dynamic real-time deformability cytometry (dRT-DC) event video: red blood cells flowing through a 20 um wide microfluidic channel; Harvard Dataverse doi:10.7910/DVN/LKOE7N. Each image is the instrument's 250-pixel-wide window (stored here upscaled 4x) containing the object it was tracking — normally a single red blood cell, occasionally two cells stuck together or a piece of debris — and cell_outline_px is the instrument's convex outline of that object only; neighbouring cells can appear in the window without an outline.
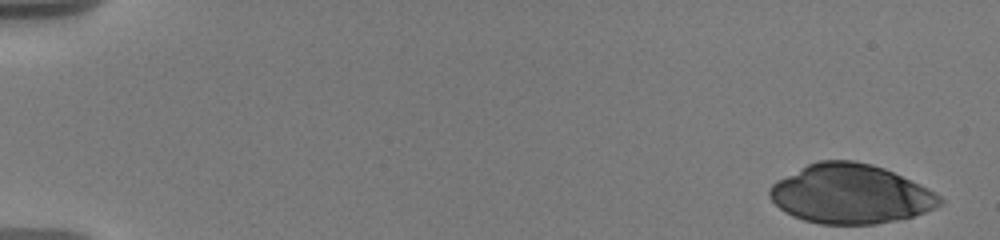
{"species": "human", "species_latin": "Homo sapiens", "temperature_condition": "warm", "stored_images_in_passage": 43, "camera_frame_rate_fps": 3000, "um_per_image_px": 0.085, "donor": {"sex": "male"}, "frame": {"image": 1, "passage_image": 1, "time_ms": 0.0, "image_size_px": [1000, 240], "cell_outline_px": [[944, 200], [940, 204], [924, 212], [912, 216], [896, 220], [876, 224], [820, 224], [804, 220], [792, 216], [784, 212], [768, 196], [768, 188], [776, 180], [808, 164], [820, 160], [856, 160], [872, 164], [884, 168], [920, 184], [928, 188], [940, 196]], "centroid_in_image_um": [72.26, 16.48], "position_along_channel_um": 12.7, "area_um2": 58.78}}